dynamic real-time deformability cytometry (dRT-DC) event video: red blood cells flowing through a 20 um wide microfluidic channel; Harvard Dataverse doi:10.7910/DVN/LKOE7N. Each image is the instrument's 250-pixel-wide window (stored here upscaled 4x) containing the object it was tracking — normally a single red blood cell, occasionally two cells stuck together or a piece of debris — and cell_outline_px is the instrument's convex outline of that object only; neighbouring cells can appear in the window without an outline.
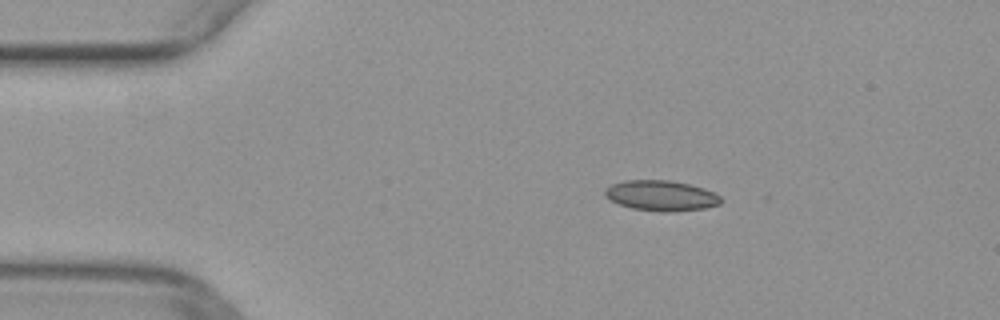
{"species": "common noctule bat (a hibernating species)", "species_latin": "Nyctalus noctula", "temperature_condition": "warm", "stored_images_in_passage": 42, "camera_frame_rate_fps": 3000, "um_per_image_px": 0.085, "animal": {"sex": "female", "body_mass_g": 29.2, "forearm_length_mm": 56.3}, "frame": {"image": 1, "passage_image": 1, "time_ms": 0.0, "image_size_px": [1000, 320], "cell_outline_px": [[724, 200], [720, 204], [704, 208], [664, 212], [632, 208], [608, 200], [604, 196], [604, 188], [612, 184], [624, 180], [668, 180], [688, 184], [704, 188], [720, 196]], "centroid_in_image_um": [56.16, 16.62], "position_along_channel_um": 28.8, "area_um2": 20.52}}
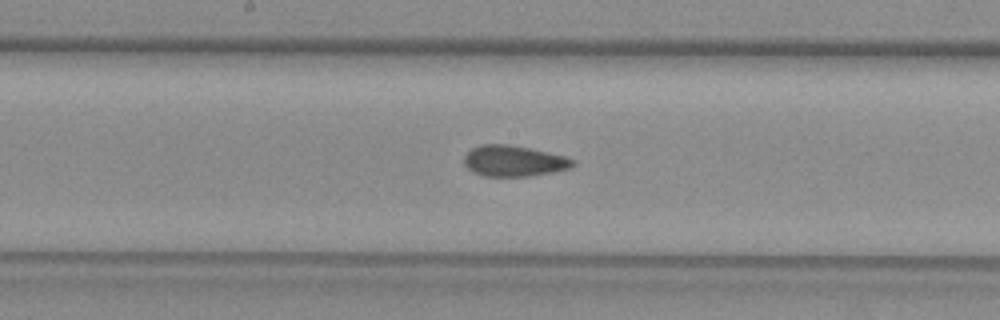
{"frame": {"image": 2, "passage_image": 18, "time_ms": 5.667, "image_size_px": [1000, 320], "cell_outline_px": [[576, 164], [572, 168], [552, 172], [528, 176], [484, 176], [472, 172], [464, 164], [464, 156], [472, 148], [480, 144], [508, 144], [528, 148], [564, 156], [572, 160]], "centroid_in_image_um": [43.64, 13.68], "position_along_channel_um": 204.6, "area_um2": 19.48}}
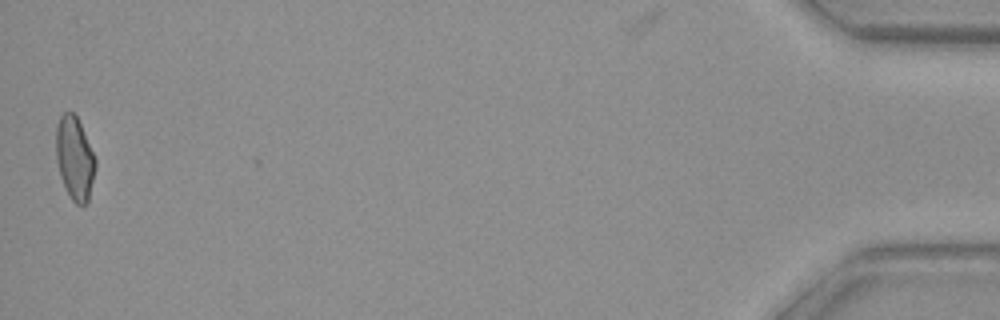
{"frame": {"image": 3, "passage_image": 42, "time_ms": 13.667, "image_size_px": [1000, 320], "cell_outline_px": [[96, 168], [88, 200], [84, 204], [76, 204], [72, 200], [60, 176], [56, 160], [56, 128], [60, 116], [64, 112], [72, 112], [76, 116], [80, 124], [96, 160]], "centroid_in_image_um": [6.34, 13.45], "position_along_channel_um": 428.9, "area_um2": 18.79}}